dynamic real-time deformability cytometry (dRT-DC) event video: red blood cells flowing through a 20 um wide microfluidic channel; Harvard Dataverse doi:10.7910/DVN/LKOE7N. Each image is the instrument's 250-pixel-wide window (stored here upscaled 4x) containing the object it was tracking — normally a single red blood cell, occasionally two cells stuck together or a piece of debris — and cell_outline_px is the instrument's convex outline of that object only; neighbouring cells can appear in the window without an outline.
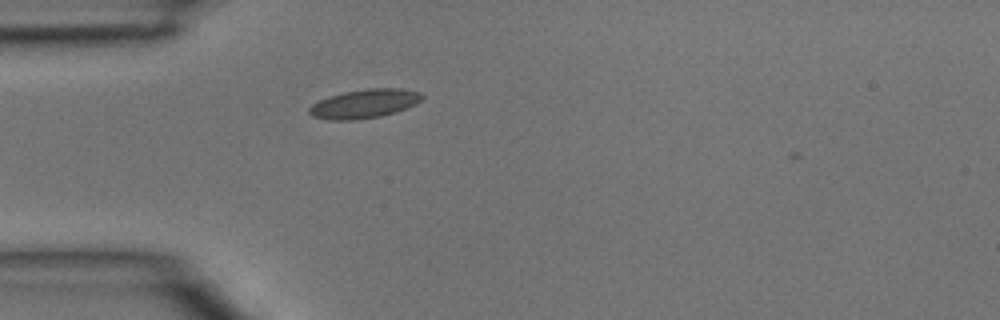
{"species": "common noctule bat (a hibernating species)", "species_latin": "Nyctalus noctula", "temperature_condition": "room temperature", "stored_images_in_passage": 34, "camera_frame_rate_fps": 3000, "um_per_image_px": 0.085, "animal": {"sex": "male", "body_mass_g": 15.6}, "frame": {"image": 1, "passage_image": 3, "time_ms": 0.667, "image_size_px": [1000, 320], "cell_outline_px": [[424, 96], [416, 104], [408, 108], [396, 112], [380, 116], [352, 120], [328, 120], [312, 116], [308, 112], [308, 108], [312, 104], [320, 100], [344, 92], [368, 88], [400, 88], [420, 92]], "centroid_in_image_um": [30.99, 8.82], "position_along_channel_um": 54.0, "area_um2": 18.96}}
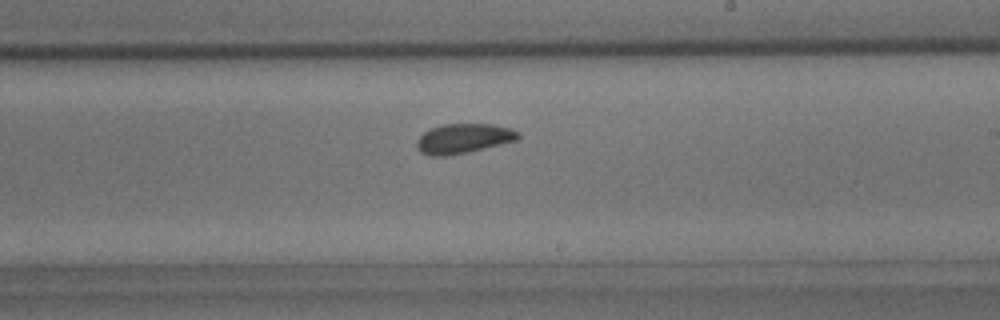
{"frame": {"image": 2, "passage_image": 17, "time_ms": 5.333, "image_size_px": [1000, 320], "cell_outline_px": [[520, 136], [516, 140], [464, 152], [444, 156], [432, 156], [420, 152], [416, 148], [416, 140], [424, 132], [440, 124], [492, 124], [512, 128], [520, 132]], "centroid_in_image_um": [39.36, 11.75], "position_along_channel_um": 249.6, "area_um2": 17.34}}
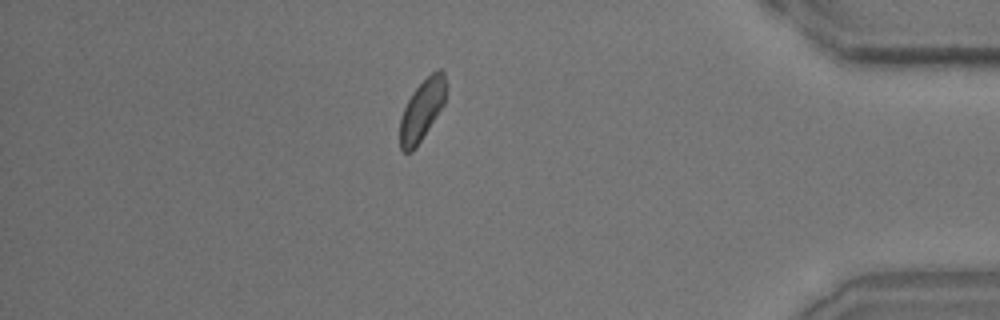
{"frame": {"image": 3, "passage_image": 30, "time_ms": 9.667, "image_size_px": [1000, 320], "cell_outline_px": [[444, 104], [416, 148], [412, 152], [404, 152], [400, 148], [400, 120], [404, 108], [412, 92], [436, 68], [444, 68]], "centroid_in_image_um": [35.85, 9.36], "position_along_channel_um": 399.4, "area_um2": 16.07}}